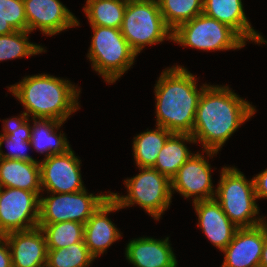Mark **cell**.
Listing matches in <instances>:
<instances>
[{
  "instance_id": "obj_1",
  "label": "cell",
  "mask_w": 267,
  "mask_h": 267,
  "mask_svg": "<svg viewBox=\"0 0 267 267\" xmlns=\"http://www.w3.org/2000/svg\"><path fill=\"white\" fill-rule=\"evenodd\" d=\"M255 108L227 86L207 85L198 101L192 137L208 157L217 154L231 135L255 114Z\"/></svg>"
},
{
  "instance_id": "obj_2",
  "label": "cell",
  "mask_w": 267,
  "mask_h": 267,
  "mask_svg": "<svg viewBox=\"0 0 267 267\" xmlns=\"http://www.w3.org/2000/svg\"><path fill=\"white\" fill-rule=\"evenodd\" d=\"M195 76L175 65L165 69L155 85L156 122L172 133L192 134L199 98L207 86L197 89Z\"/></svg>"
},
{
  "instance_id": "obj_3",
  "label": "cell",
  "mask_w": 267,
  "mask_h": 267,
  "mask_svg": "<svg viewBox=\"0 0 267 267\" xmlns=\"http://www.w3.org/2000/svg\"><path fill=\"white\" fill-rule=\"evenodd\" d=\"M65 79L48 74L26 76L9 91L23 104L24 113L33 119L64 122L79 108L80 90Z\"/></svg>"
},
{
  "instance_id": "obj_4",
  "label": "cell",
  "mask_w": 267,
  "mask_h": 267,
  "mask_svg": "<svg viewBox=\"0 0 267 267\" xmlns=\"http://www.w3.org/2000/svg\"><path fill=\"white\" fill-rule=\"evenodd\" d=\"M214 199L238 228L254 227L266 221L256 204L254 180H247L235 167H223Z\"/></svg>"
},
{
  "instance_id": "obj_5",
  "label": "cell",
  "mask_w": 267,
  "mask_h": 267,
  "mask_svg": "<svg viewBox=\"0 0 267 267\" xmlns=\"http://www.w3.org/2000/svg\"><path fill=\"white\" fill-rule=\"evenodd\" d=\"M93 37L87 57L93 69L105 81L115 83L134 63L137 54L131 49L121 29L91 26Z\"/></svg>"
},
{
  "instance_id": "obj_6",
  "label": "cell",
  "mask_w": 267,
  "mask_h": 267,
  "mask_svg": "<svg viewBox=\"0 0 267 267\" xmlns=\"http://www.w3.org/2000/svg\"><path fill=\"white\" fill-rule=\"evenodd\" d=\"M121 33L137 55L146 45L172 40L157 0H128Z\"/></svg>"
},
{
  "instance_id": "obj_7",
  "label": "cell",
  "mask_w": 267,
  "mask_h": 267,
  "mask_svg": "<svg viewBox=\"0 0 267 267\" xmlns=\"http://www.w3.org/2000/svg\"><path fill=\"white\" fill-rule=\"evenodd\" d=\"M138 168L141 171L138 175L124 181L128 190L126 196L111 192L110 195L120 208L136 203L154 219L159 220L171 203V181L152 167Z\"/></svg>"
},
{
  "instance_id": "obj_8",
  "label": "cell",
  "mask_w": 267,
  "mask_h": 267,
  "mask_svg": "<svg viewBox=\"0 0 267 267\" xmlns=\"http://www.w3.org/2000/svg\"><path fill=\"white\" fill-rule=\"evenodd\" d=\"M171 41L203 51L235 50L246 45L232 28L204 13L173 30Z\"/></svg>"
},
{
  "instance_id": "obj_9",
  "label": "cell",
  "mask_w": 267,
  "mask_h": 267,
  "mask_svg": "<svg viewBox=\"0 0 267 267\" xmlns=\"http://www.w3.org/2000/svg\"><path fill=\"white\" fill-rule=\"evenodd\" d=\"M50 194L51 196L40 197L38 224L64 221L85 224L99 206L111 196L110 193L89 194L86 189L74 193Z\"/></svg>"
},
{
  "instance_id": "obj_10",
  "label": "cell",
  "mask_w": 267,
  "mask_h": 267,
  "mask_svg": "<svg viewBox=\"0 0 267 267\" xmlns=\"http://www.w3.org/2000/svg\"><path fill=\"white\" fill-rule=\"evenodd\" d=\"M39 197L35 192L0 187V236L38 227Z\"/></svg>"
},
{
  "instance_id": "obj_11",
  "label": "cell",
  "mask_w": 267,
  "mask_h": 267,
  "mask_svg": "<svg viewBox=\"0 0 267 267\" xmlns=\"http://www.w3.org/2000/svg\"><path fill=\"white\" fill-rule=\"evenodd\" d=\"M80 161L72 149L39 161L42 191L45 188L49 193L58 194L84 190Z\"/></svg>"
},
{
  "instance_id": "obj_12",
  "label": "cell",
  "mask_w": 267,
  "mask_h": 267,
  "mask_svg": "<svg viewBox=\"0 0 267 267\" xmlns=\"http://www.w3.org/2000/svg\"><path fill=\"white\" fill-rule=\"evenodd\" d=\"M210 167L203 155L194 153L171 179V194L175 190L185 198L194 196L193 202L213 199L216 190L213 189Z\"/></svg>"
},
{
  "instance_id": "obj_13",
  "label": "cell",
  "mask_w": 267,
  "mask_h": 267,
  "mask_svg": "<svg viewBox=\"0 0 267 267\" xmlns=\"http://www.w3.org/2000/svg\"><path fill=\"white\" fill-rule=\"evenodd\" d=\"M27 31L37 28L51 36L70 27L79 26V20L59 0H23Z\"/></svg>"
},
{
  "instance_id": "obj_14",
  "label": "cell",
  "mask_w": 267,
  "mask_h": 267,
  "mask_svg": "<svg viewBox=\"0 0 267 267\" xmlns=\"http://www.w3.org/2000/svg\"><path fill=\"white\" fill-rule=\"evenodd\" d=\"M266 237V221L254 226L238 228L232 241L222 251L221 267H259Z\"/></svg>"
},
{
  "instance_id": "obj_15",
  "label": "cell",
  "mask_w": 267,
  "mask_h": 267,
  "mask_svg": "<svg viewBox=\"0 0 267 267\" xmlns=\"http://www.w3.org/2000/svg\"><path fill=\"white\" fill-rule=\"evenodd\" d=\"M13 267H46V237L40 227L4 235Z\"/></svg>"
},
{
  "instance_id": "obj_16",
  "label": "cell",
  "mask_w": 267,
  "mask_h": 267,
  "mask_svg": "<svg viewBox=\"0 0 267 267\" xmlns=\"http://www.w3.org/2000/svg\"><path fill=\"white\" fill-rule=\"evenodd\" d=\"M119 209V204L110 196L84 224V242L94 258L99 257L112 243L121 238L119 230L107 217V214Z\"/></svg>"
},
{
  "instance_id": "obj_17",
  "label": "cell",
  "mask_w": 267,
  "mask_h": 267,
  "mask_svg": "<svg viewBox=\"0 0 267 267\" xmlns=\"http://www.w3.org/2000/svg\"><path fill=\"white\" fill-rule=\"evenodd\" d=\"M198 226L210 242L223 251L232 241L238 227L230 221L221 205L213 198L193 202Z\"/></svg>"
},
{
  "instance_id": "obj_18",
  "label": "cell",
  "mask_w": 267,
  "mask_h": 267,
  "mask_svg": "<svg viewBox=\"0 0 267 267\" xmlns=\"http://www.w3.org/2000/svg\"><path fill=\"white\" fill-rule=\"evenodd\" d=\"M125 256L134 267H177V259L169 244V237L157 240L140 237L131 240L125 248Z\"/></svg>"
},
{
  "instance_id": "obj_19",
  "label": "cell",
  "mask_w": 267,
  "mask_h": 267,
  "mask_svg": "<svg viewBox=\"0 0 267 267\" xmlns=\"http://www.w3.org/2000/svg\"><path fill=\"white\" fill-rule=\"evenodd\" d=\"M242 0H203V13L232 28L245 42L267 43L249 23Z\"/></svg>"
},
{
  "instance_id": "obj_20",
  "label": "cell",
  "mask_w": 267,
  "mask_h": 267,
  "mask_svg": "<svg viewBox=\"0 0 267 267\" xmlns=\"http://www.w3.org/2000/svg\"><path fill=\"white\" fill-rule=\"evenodd\" d=\"M0 187L19 188L40 195L42 187L39 161L0 158Z\"/></svg>"
},
{
  "instance_id": "obj_21",
  "label": "cell",
  "mask_w": 267,
  "mask_h": 267,
  "mask_svg": "<svg viewBox=\"0 0 267 267\" xmlns=\"http://www.w3.org/2000/svg\"><path fill=\"white\" fill-rule=\"evenodd\" d=\"M19 117L3 121L5 124L3 125L4 133L0 134V158L16 159L25 162L37 161L25 152L31 146L32 126L28 123L29 117L24 112ZM4 142H6L11 152L3 153L1 148Z\"/></svg>"
},
{
  "instance_id": "obj_22",
  "label": "cell",
  "mask_w": 267,
  "mask_h": 267,
  "mask_svg": "<svg viewBox=\"0 0 267 267\" xmlns=\"http://www.w3.org/2000/svg\"><path fill=\"white\" fill-rule=\"evenodd\" d=\"M185 141L196 143L191 134L172 133L160 150L157 160L152 167L170 181L176 175L179 168L193 155L185 146Z\"/></svg>"
},
{
  "instance_id": "obj_23",
  "label": "cell",
  "mask_w": 267,
  "mask_h": 267,
  "mask_svg": "<svg viewBox=\"0 0 267 267\" xmlns=\"http://www.w3.org/2000/svg\"><path fill=\"white\" fill-rule=\"evenodd\" d=\"M31 129V146L46 157L62 154L71 149L64 133L57 135V131L64 122L55 119H33Z\"/></svg>"
},
{
  "instance_id": "obj_24",
  "label": "cell",
  "mask_w": 267,
  "mask_h": 267,
  "mask_svg": "<svg viewBox=\"0 0 267 267\" xmlns=\"http://www.w3.org/2000/svg\"><path fill=\"white\" fill-rule=\"evenodd\" d=\"M128 0H86L83 7L91 26L121 29Z\"/></svg>"
},
{
  "instance_id": "obj_25",
  "label": "cell",
  "mask_w": 267,
  "mask_h": 267,
  "mask_svg": "<svg viewBox=\"0 0 267 267\" xmlns=\"http://www.w3.org/2000/svg\"><path fill=\"white\" fill-rule=\"evenodd\" d=\"M171 134V131L157 126L152 131L147 129V131L134 137L132 147L137 166L153 167L160 150Z\"/></svg>"
},
{
  "instance_id": "obj_26",
  "label": "cell",
  "mask_w": 267,
  "mask_h": 267,
  "mask_svg": "<svg viewBox=\"0 0 267 267\" xmlns=\"http://www.w3.org/2000/svg\"><path fill=\"white\" fill-rule=\"evenodd\" d=\"M165 24L173 31L203 13V0H157Z\"/></svg>"
},
{
  "instance_id": "obj_27",
  "label": "cell",
  "mask_w": 267,
  "mask_h": 267,
  "mask_svg": "<svg viewBox=\"0 0 267 267\" xmlns=\"http://www.w3.org/2000/svg\"><path fill=\"white\" fill-rule=\"evenodd\" d=\"M46 237L47 249L67 248L84 241V224L64 221L53 224H38Z\"/></svg>"
},
{
  "instance_id": "obj_28",
  "label": "cell",
  "mask_w": 267,
  "mask_h": 267,
  "mask_svg": "<svg viewBox=\"0 0 267 267\" xmlns=\"http://www.w3.org/2000/svg\"><path fill=\"white\" fill-rule=\"evenodd\" d=\"M94 259L81 241L67 248L47 249L46 267H88Z\"/></svg>"
},
{
  "instance_id": "obj_29",
  "label": "cell",
  "mask_w": 267,
  "mask_h": 267,
  "mask_svg": "<svg viewBox=\"0 0 267 267\" xmlns=\"http://www.w3.org/2000/svg\"><path fill=\"white\" fill-rule=\"evenodd\" d=\"M30 32L15 31L0 35V61L37 55L45 52L40 45L28 41Z\"/></svg>"
},
{
  "instance_id": "obj_30",
  "label": "cell",
  "mask_w": 267,
  "mask_h": 267,
  "mask_svg": "<svg viewBox=\"0 0 267 267\" xmlns=\"http://www.w3.org/2000/svg\"><path fill=\"white\" fill-rule=\"evenodd\" d=\"M0 18L15 31L27 30V18L23 0H0Z\"/></svg>"
},
{
  "instance_id": "obj_31",
  "label": "cell",
  "mask_w": 267,
  "mask_h": 267,
  "mask_svg": "<svg viewBox=\"0 0 267 267\" xmlns=\"http://www.w3.org/2000/svg\"><path fill=\"white\" fill-rule=\"evenodd\" d=\"M257 199H267V169L253 177Z\"/></svg>"
},
{
  "instance_id": "obj_32",
  "label": "cell",
  "mask_w": 267,
  "mask_h": 267,
  "mask_svg": "<svg viewBox=\"0 0 267 267\" xmlns=\"http://www.w3.org/2000/svg\"><path fill=\"white\" fill-rule=\"evenodd\" d=\"M0 267H13L10 249L4 236H0Z\"/></svg>"
},
{
  "instance_id": "obj_33",
  "label": "cell",
  "mask_w": 267,
  "mask_h": 267,
  "mask_svg": "<svg viewBox=\"0 0 267 267\" xmlns=\"http://www.w3.org/2000/svg\"><path fill=\"white\" fill-rule=\"evenodd\" d=\"M12 32H15L13 27L8 22H5L0 18V35H6Z\"/></svg>"
},
{
  "instance_id": "obj_34",
  "label": "cell",
  "mask_w": 267,
  "mask_h": 267,
  "mask_svg": "<svg viewBox=\"0 0 267 267\" xmlns=\"http://www.w3.org/2000/svg\"><path fill=\"white\" fill-rule=\"evenodd\" d=\"M259 267H267V223H266V237L265 243L263 246V251L260 259V266Z\"/></svg>"
}]
</instances>
